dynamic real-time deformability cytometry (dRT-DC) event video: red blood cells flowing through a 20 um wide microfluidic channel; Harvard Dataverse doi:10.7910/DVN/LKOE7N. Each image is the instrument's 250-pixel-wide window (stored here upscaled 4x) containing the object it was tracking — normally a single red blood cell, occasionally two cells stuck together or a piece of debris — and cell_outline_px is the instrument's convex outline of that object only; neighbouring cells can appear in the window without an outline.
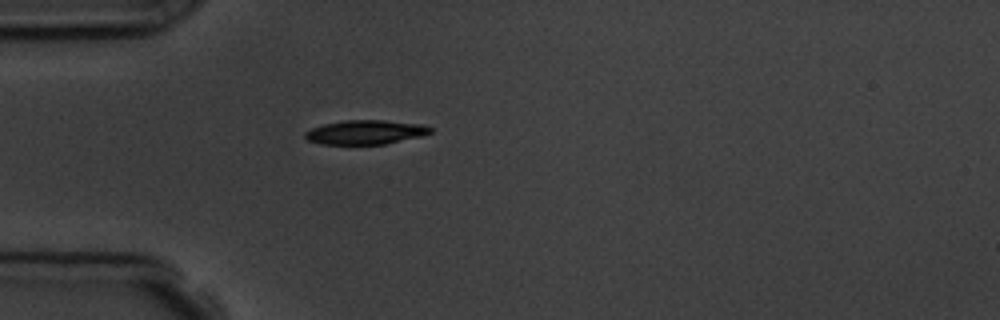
{"species": "common noctule bat (a hibernating species)", "species_latin": "Nyctalus noctula", "temperature_condition": "room temperature", "stored_images_in_passage": 1, "camera_frame_rate_fps": 3000, "um_per_image_px": 0.085, "animal": {"sex": "male", "body_mass_g": 19.5, "forearm_length_mm": 54.6}, "frame": {"image": 1, "passage_image": 1, "time_ms": 0.0, "image_size_px": [1000, 320], "cell_outline_px": [[432, 132], [420, 136], [384, 144], [320, 144], [308, 140], [304, 136], [304, 132], [312, 128], [324, 124], [344, 120], [384, 120], [420, 124], [432, 128]], "centroid_in_image_um": [31.03, 11.23], "position_along_channel_um": 54.0, "area_um2": 17.51}}